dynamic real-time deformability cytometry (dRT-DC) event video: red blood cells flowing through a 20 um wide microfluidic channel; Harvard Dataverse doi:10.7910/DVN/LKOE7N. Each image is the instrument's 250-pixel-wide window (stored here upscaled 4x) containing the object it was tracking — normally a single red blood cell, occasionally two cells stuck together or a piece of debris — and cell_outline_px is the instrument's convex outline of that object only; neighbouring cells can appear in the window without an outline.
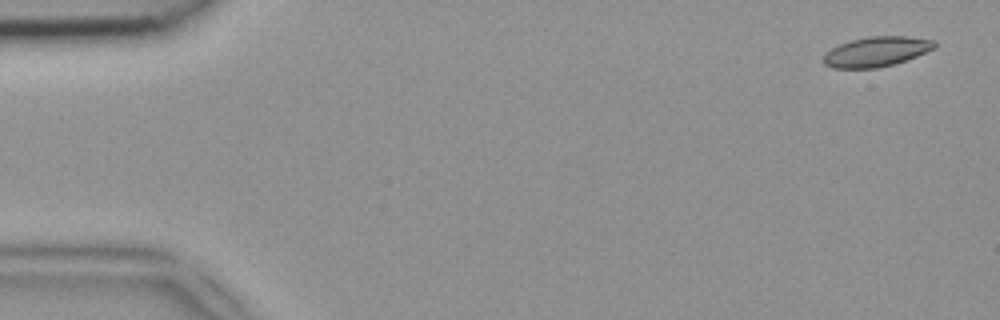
{"species": "common noctule bat (a hibernating species)", "species_latin": "Nyctalus noctula", "temperature_condition": "room temperature", "stored_images_in_passage": 12, "camera_frame_rate_fps": 3000, "um_per_image_px": 0.085, "animal": {"sex": "female", "body_mass_g": 18.4}, "frame": {"image": 1, "passage_image": 2, "time_ms": 0.333, "image_size_px": [1000, 320], "cell_outline_px": [[936, 48], [916, 56], [892, 64], [876, 68], [832, 68], [824, 64], [824, 56], [832, 48], [840, 44], [852, 40], [868, 36], [908, 36], [936, 40]], "centroid_in_image_um": [74.53, 4.38], "position_along_channel_um": 10.5, "area_um2": 19.19}}